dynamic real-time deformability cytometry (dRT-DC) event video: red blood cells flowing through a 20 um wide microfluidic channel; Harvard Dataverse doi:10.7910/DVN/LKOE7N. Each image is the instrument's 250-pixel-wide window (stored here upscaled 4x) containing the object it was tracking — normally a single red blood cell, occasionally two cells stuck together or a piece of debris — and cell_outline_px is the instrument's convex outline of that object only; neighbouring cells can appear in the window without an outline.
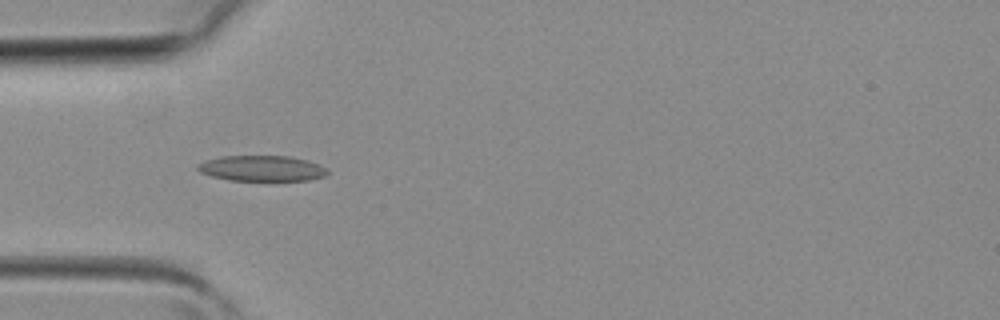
{"species": "common noctule bat (a hibernating species)", "species_latin": "Nyctalus noctula", "temperature_condition": "room temperature", "stored_images_in_passage": 4, "camera_frame_rate_fps": 3000, "um_per_image_px": 0.085, "animal": {"sex": "female", "body_mass_g": 19.3, "forearm_length_mm": 54.1}, "frame": {"image": 1, "passage_image": 3, "time_ms": 0.667, "image_size_px": [1000, 320], "cell_outline_px": [[328, 172], [324, 176], [308, 180], [228, 180], [212, 176], [200, 172], [196, 168], [196, 164], [204, 160], [220, 156], [288, 156], [308, 160], [320, 164]], "centroid_in_image_um": [22.21, 14.3], "position_along_channel_um": 62.8, "area_um2": 19.36}}
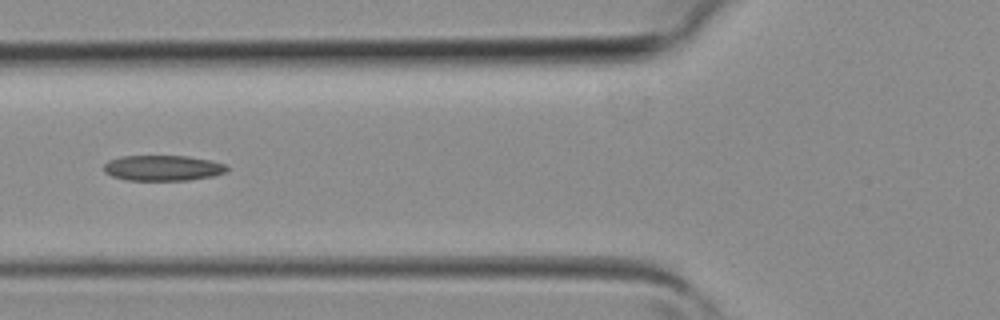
{"frame": {"image": 2, "passage_image": 4, "time_ms": 1.0, "image_size_px": [1000, 320], "cell_outline_px": [[228, 172], [212, 176], [188, 180], [128, 180], [112, 176], [104, 172], [104, 164], [108, 160], [120, 156], [188, 156], [212, 160], [224, 164], [228, 168]], "centroid_in_image_um": [13.84, 14.27], "position_along_channel_um": 112.0, "area_um2": 18.38}}